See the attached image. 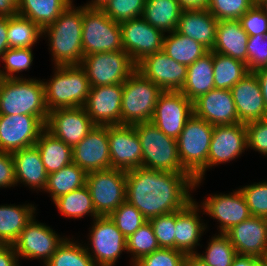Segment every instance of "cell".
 <instances>
[{"mask_svg": "<svg viewBox=\"0 0 267 266\" xmlns=\"http://www.w3.org/2000/svg\"><path fill=\"white\" fill-rule=\"evenodd\" d=\"M194 182L189 173L135 168L126 171V201L149 220L185 208L194 200Z\"/></svg>", "mask_w": 267, "mask_h": 266, "instance_id": "6da1fadb", "label": "cell"}, {"mask_svg": "<svg viewBox=\"0 0 267 266\" xmlns=\"http://www.w3.org/2000/svg\"><path fill=\"white\" fill-rule=\"evenodd\" d=\"M82 19L83 6L76 7L72 2L52 24L42 29V38H48L54 66L80 65L84 57Z\"/></svg>", "mask_w": 267, "mask_h": 266, "instance_id": "7a4b0ae2", "label": "cell"}, {"mask_svg": "<svg viewBox=\"0 0 267 266\" xmlns=\"http://www.w3.org/2000/svg\"><path fill=\"white\" fill-rule=\"evenodd\" d=\"M32 115L45 125L49 111L43 79L0 78V115Z\"/></svg>", "mask_w": 267, "mask_h": 266, "instance_id": "3957f363", "label": "cell"}, {"mask_svg": "<svg viewBox=\"0 0 267 266\" xmlns=\"http://www.w3.org/2000/svg\"><path fill=\"white\" fill-rule=\"evenodd\" d=\"M214 126L193 115L184 125L178 139V153L182 167L195 179L196 190L208 170V152ZM204 178V180H203Z\"/></svg>", "mask_w": 267, "mask_h": 266, "instance_id": "277c9868", "label": "cell"}, {"mask_svg": "<svg viewBox=\"0 0 267 266\" xmlns=\"http://www.w3.org/2000/svg\"><path fill=\"white\" fill-rule=\"evenodd\" d=\"M53 67L54 74L43 79L48 111L84 107L91 88L85 70L80 65Z\"/></svg>", "mask_w": 267, "mask_h": 266, "instance_id": "5b68a950", "label": "cell"}, {"mask_svg": "<svg viewBox=\"0 0 267 266\" xmlns=\"http://www.w3.org/2000/svg\"><path fill=\"white\" fill-rule=\"evenodd\" d=\"M142 148V167L156 171L188 173L180 162L177 140L165 135L152 122L134 125Z\"/></svg>", "mask_w": 267, "mask_h": 266, "instance_id": "8992f818", "label": "cell"}, {"mask_svg": "<svg viewBox=\"0 0 267 266\" xmlns=\"http://www.w3.org/2000/svg\"><path fill=\"white\" fill-rule=\"evenodd\" d=\"M122 86L121 125L151 122L158 97L163 91L137 70Z\"/></svg>", "mask_w": 267, "mask_h": 266, "instance_id": "52a82bcc", "label": "cell"}, {"mask_svg": "<svg viewBox=\"0 0 267 266\" xmlns=\"http://www.w3.org/2000/svg\"><path fill=\"white\" fill-rule=\"evenodd\" d=\"M83 55L123 50L121 26L101 9L83 6Z\"/></svg>", "mask_w": 267, "mask_h": 266, "instance_id": "ba28073f", "label": "cell"}, {"mask_svg": "<svg viewBox=\"0 0 267 266\" xmlns=\"http://www.w3.org/2000/svg\"><path fill=\"white\" fill-rule=\"evenodd\" d=\"M88 187L98 216H110L126 201V171L115 168L87 173Z\"/></svg>", "mask_w": 267, "mask_h": 266, "instance_id": "9c48e42d", "label": "cell"}, {"mask_svg": "<svg viewBox=\"0 0 267 266\" xmlns=\"http://www.w3.org/2000/svg\"><path fill=\"white\" fill-rule=\"evenodd\" d=\"M80 66L91 87L123 84L136 70V64L124 50L85 55Z\"/></svg>", "mask_w": 267, "mask_h": 266, "instance_id": "30bf717a", "label": "cell"}, {"mask_svg": "<svg viewBox=\"0 0 267 266\" xmlns=\"http://www.w3.org/2000/svg\"><path fill=\"white\" fill-rule=\"evenodd\" d=\"M92 223L88 244L84 243L86 251L96 266H115L121 254L127 252L126 237L109 216H99Z\"/></svg>", "mask_w": 267, "mask_h": 266, "instance_id": "8fae6325", "label": "cell"}, {"mask_svg": "<svg viewBox=\"0 0 267 266\" xmlns=\"http://www.w3.org/2000/svg\"><path fill=\"white\" fill-rule=\"evenodd\" d=\"M35 218L22 230L13 246L18 259H40L44 265L67 237H61L50 226Z\"/></svg>", "mask_w": 267, "mask_h": 266, "instance_id": "7c38bea8", "label": "cell"}, {"mask_svg": "<svg viewBox=\"0 0 267 266\" xmlns=\"http://www.w3.org/2000/svg\"><path fill=\"white\" fill-rule=\"evenodd\" d=\"M193 115V102L181 91H163L158 97L151 122L165 135L177 140Z\"/></svg>", "mask_w": 267, "mask_h": 266, "instance_id": "4fadbf2b", "label": "cell"}, {"mask_svg": "<svg viewBox=\"0 0 267 266\" xmlns=\"http://www.w3.org/2000/svg\"><path fill=\"white\" fill-rule=\"evenodd\" d=\"M123 50L137 65L146 56L163 49L165 33L142 17L120 23Z\"/></svg>", "mask_w": 267, "mask_h": 266, "instance_id": "5bb4252c", "label": "cell"}, {"mask_svg": "<svg viewBox=\"0 0 267 266\" xmlns=\"http://www.w3.org/2000/svg\"><path fill=\"white\" fill-rule=\"evenodd\" d=\"M46 125L32 115H0V151L13 153L35 145Z\"/></svg>", "mask_w": 267, "mask_h": 266, "instance_id": "9a60e30c", "label": "cell"}, {"mask_svg": "<svg viewBox=\"0 0 267 266\" xmlns=\"http://www.w3.org/2000/svg\"><path fill=\"white\" fill-rule=\"evenodd\" d=\"M198 205L202 208L203 215H209L219 222L217 230L219 229L218 232L222 234L251 216L245 197L239 188L229 194H211Z\"/></svg>", "mask_w": 267, "mask_h": 266, "instance_id": "2e32d148", "label": "cell"}, {"mask_svg": "<svg viewBox=\"0 0 267 266\" xmlns=\"http://www.w3.org/2000/svg\"><path fill=\"white\" fill-rule=\"evenodd\" d=\"M96 125L84 107L60 108L48 114L46 129L74 148Z\"/></svg>", "mask_w": 267, "mask_h": 266, "instance_id": "e0dca14e", "label": "cell"}, {"mask_svg": "<svg viewBox=\"0 0 267 266\" xmlns=\"http://www.w3.org/2000/svg\"><path fill=\"white\" fill-rule=\"evenodd\" d=\"M136 70L162 91H180L187 75V66L176 62L162 50L146 56L136 65Z\"/></svg>", "mask_w": 267, "mask_h": 266, "instance_id": "ac0fdd59", "label": "cell"}, {"mask_svg": "<svg viewBox=\"0 0 267 266\" xmlns=\"http://www.w3.org/2000/svg\"><path fill=\"white\" fill-rule=\"evenodd\" d=\"M111 168L130 171L142 167V148L134 125L108 126Z\"/></svg>", "mask_w": 267, "mask_h": 266, "instance_id": "d6986e66", "label": "cell"}, {"mask_svg": "<svg viewBox=\"0 0 267 266\" xmlns=\"http://www.w3.org/2000/svg\"><path fill=\"white\" fill-rule=\"evenodd\" d=\"M248 150L244 123L214 126L208 152V169L230 163Z\"/></svg>", "mask_w": 267, "mask_h": 266, "instance_id": "ffe728a7", "label": "cell"}, {"mask_svg": "<svg viewBox=\"0 0 267 266\" xmlns=\"http://www.w3.org/2000/svg\"><path fill=\"white\" fill-rule=\"evenodd\" d=\"M122 84L91 87L84 108L96 126L121 125Z\"/></svg>", "mask_w": 267, "mask_h": 266, "instance_id": "44dd1931", "label": "cell"}, {"mask_svg": "<svg viewBox=\"0 0 267 266\" xmlns=\"http://www.w3.org/2000/svg\"><path fill=\"white\" fill-rule=\"evenodd\" d=\"M73 151V163L86 173L111 168L108 126H95Z\"/></svg>", "mask_w": 267, "mask_h": 266, "instance_id": "7402d4cb", "label": "cell"}, {"mask_svg": "<svg viewBox=\"0 0 267 266\" xmlns=\"http://www.w3.org/2000/svg\"><path fill=\"white\" fill-rule=\"evenodd\" d=\"M225 235L237 255L267 258V219L250 216L229 229Z\"/></svg>", "mask_w": 267, "mask_h": 266, "instance_id": "603a6c76", "label": "cell"}, {"mask_svg": "<svg viewBox=\"0 0 267 266\" xmlns=\"http://www.w3.org/2000/svg\"><path fill=\"white\" fill-rule=\"evenodd\" d=\"M194 115L213 126L240 123L231 91L214 88L193 102Z\"/></svg>", "mask_w": 267, "mask_h": 266, "instance_id": "cb8c5ba5", "label": "cell"}, {"mask_svg": "<svg viewBox=\"0 0 267 266\" xmlns=\"http://www.w3.org/2000/svg\"><path fill=\"white\" fill-rule=\"evenodd\" d=\"M240 123L267 118L261 87L255 72H249L231 89Z\"/></svg>", "mask_w": 267, "mask_h": 266, "instance_id": "d4e9b609", "label": "cell"}, {"mask_svg": "<svg viewBox=\"0 0 267 266\" xmlns=\"http://www.w3.org/2000/svg\"><path fill=\"white\" fill-rule=\"evenodd\" d=\"M192 200L185 208L176 211L175 249L186 255H196L197 246L201 245L200 238L207 228V224L199 216L202 208L199 202ZM201 210V211H200Z\"/></svg>", "mask_w": 267, "mask_h": 266, "instance_id": "484cf974", "label": "cell"}, {"mask_svg": "<svg viewBox=\"0 0 267 266\" xmlns=\"http://www.w3.org/2000/svg\"><path fill=\"white\" fill-rule=\"evenodd\" d=\"M15 166L16 186L23 184L34 191H44L48 173L36 145L12 153Z\"/></svg>", "mask_w": 267, "mask_h": 266, "instance_id": "4316f807", "label": "cell"}, {"mask_svg": "<svg viewBox=\"0 0 267 266\" xmlns=\"http://www.w3.org/2000/svg\"><path fill=\"white\" fill-rule=\"evenodd\" d=\"M218 20L207 10H183L176 31L201 43L209 51L216 40Z\"/></svg>", "mask_w": 267, "mask_h": 266, "instance_id": "83f0119b", "label": "cell"}, {"mask_svg": "<svg viewBox=\"0 0 267 266\" xmlns=\"http://www.w3.org/2000/svg\"><path fill=\"white\" fill-rule=\"evenodd\" d=\"M249 36L239 20L218 21L216 40L211 51L243 61L247 65Z\"/></svg>", "mask_w": 267, "mask_h": 266, "instance_id": "f1b7e54d", "label": "cell"}, {"mask_svg": "<svg viewBox=\"0 0 267 266\" xmlns=\"http://www.w3.org/2000/svg\"><path fill=\"white\" fill-rule=\"evenodd\" d=\"M213 71V51H208L187 67L186 80L180 91L194 102L215 88Z\"/></svg>", "mask_w": 267, "mask_h": 266, "instance_id": "f546056e", "label": "cell"}, {"mask_svg": "<svg viewBox=\"0 0 267 266\" xmlns=\"http://www.w3.org/2000/svg\"><path fill=\"white\" fill-rule=\"evenodd\" d=\"M36 211V206L30 203L0 205V244H13Z\"/></svg>", "mask_w": 267, "mask_h": 266, "instance_id": "4dcf8cb0", "label": "cell"}, {"mask_svg": "<svg viewBox=\"0 0 267 266\" xmlns=\"http://www.w3.org/2000/svg\"><path fill=\"white\" fill-rule=\"evenodd\" d=\"M35 145L48 174L59 171L73 162L72 148L46 128L40 134Z\"/></svg>", "mask_w": 267, "mask_h": 266, "instance_id": "1f68e13d", "label": "cell"}, {"mask_svg": "<svg viewBox=\"0 0 267 266\" xmlns=\"http://www.w3.org/2000/svg\"><path fill=\"white\" fill-rule=\"evenodd\" d=\"M182 11L178 0H146L142 18L166 34L176 30Z\"/></svg>", "mask_w": 267, "mask_h": 266, "instance_id": "d6a6232c", "label": "cell"}, {"mask_svg": "<svg viewBox=\"0 0 267 266\" xmlns=\"http://www.w3.org/2000/svg\"><path fill=\"white\" fill-rule=\"evenodd\" d=\"M72 2L73 0H19L18 14L44 29Z\"/></svg>", "mask_w": 267, "mask_h": 266, "instance_id": "836d02e7", "label": "cell"}, {"mask_svg": "<svg viewBox=\"0 0 267 266\" xmlns=\"http://www.w3.org/2000/svg\"><path fill=\"white\" fill-rule=\"evenodd\" d=\"M162 51L176 62L188 67L209 50L201 43L175 30L165 34Z\"/></svg>", "mask_w": 267, "mask_h": 266, "instance_id": "e575fe53", "label": "cell"}, {"mask_svg": "<svg viewBox=\"0 0 267 266\" xmlns=\"http://www.w3.org/2000/svg\"><path fill=\"white\" fill-rule=\"evenodd\" d=\"M86 177L87 173L72 162L59 171L48 174L44 191L49 193L53 202L60 196L85 186Z\"/></svg>", "mask_w": 267, "mask_h": 266, "instance_id": "d590c367", "label": "cell"}, {"mask_svg": "<svg viewBox=\"0 0 267 266\" xmlns=\"http://www.w3.org/2000/svg\"><path fill=\"white\" fill-rule=\"evenodd\" d=\"M53 203L59 213L68 219H81L86 215L93 217L92 220L99 217L94 209L91 194L86 185L60 196Z\"/></svg>", "mask_w": 267, "mask_h": 266, "instance_id": "8d00e7d4", "label": "cell"}, {"mask_svg": "<svg viewBox=\"0 0 267 266\" xmlns=\"http://www.w3.org/2000/svg\"><path fill=\"white\" fill-rule=\"evenodd\" d=\"M213 70L215 88L228 90L249 73L243 61L216 52H213Z\"/></svg>", "mask_w": 267, "mask_h": 266, "instance_id": "74e56055", "label": "cell"}, {"mask_svg": "<svg viewBox=\"0 0 267 266\" xmlns=\"http://www.w3.org/2000/svg\"><path fill=\"white\" fill-rule=\"evenodd\" d=\"M7 39L9 48H33L42 38V29L19 14L8 17Z\"/></svg>", "mask_w": 267, "mask_h": 266, "instance_id": "f35d334b", "label": "cell"}, {"mask_svg": "<svg viewBox=\"0 0 267 266\" xmlns=\"http://www.w3.org/2000/svg\"><path fill=\"white\" fill-rule=\"evenodd\" d=\"M74 241L67 237L43 266H96L84 244Z\"/></svg>", "mask_w": 267, "mask_h": 266, "instance_id": "ab89813d", "label": "cell"}, {"mask_svg": "<svg viewBox=\"0 0 267 266\" xmlns=\"http://www.w3.org/2000/svg\"><path fill=\"white\" fill-rule=\"evenodd\" d=\"M217 234L209 239L205 252L197 253L196 256L208 266H231L237 256L235 247L225 234Z\"/></svg>", "mask_w": 267, "mask_h": 266, "instance_id": "60d3db41", "label": "cell"}, {"mask_svg": "<svg viewBox=\"0 0 267 266\" xmlns=\"http://www.w3.org/2000/svg\"><path fill=\"white\" fill-rule=\"evenodd\" d=\"M127 253L132 256L130 265L138 261L141 257L151 254L160 249L157 238L149 221L140 226L132 235L126 238Z\"/></svg>", "mask_w": 267, "mask_h": 266, "instance_id": "b9f144b4", "label": "cell"}, {"mask_svg": "<svg viewBox=\"0 0 267 266\" xmlns=\"http://www.w3.org/2000/svg\"><path fill=\"white\" fill-rule=\"evenodd\" d=\"M33 48H9L1 57L4 63L3 69L0 68V78L17 79L27 78L17 75L27 71L33 64Z\"/></svg>", "mask_w": 267, "mask_h": 266, "instance_id": "7bdbcfd3", "label": "cell"}, {"mask_svg": "<svg viewBox=\"0 0 267 266\" xmlns=\"http://www.w3.org/2000/svg\"><path fill=\"white\" fill-rule=\"evenodd\" d=\"M109 218L126 238L148 221L143 214L128 201H124Z\"/></svg>", "mask_w": 267, "mask_h": 266, "instance_id": "ee69618b", "label": "cell"}, {"mask_svg": "<svg viewBox=\"0 0 267 266\" xmlns=\"http://www.w3.org/2000/svg\"><path fill=\"white\" fill-rule=\"evenodd\" d=\"M256 0H210L208 11L218 20H239Z\"/></svg>", "mask_w": 267, "mask_h": 266, "instance_id": "f6af8a7d", "label": "cell"}, {"mask_svg": "<svg viewBox=\"0 0 267 266\" xmlns=\"http://www.w3.org/2000/svg\"><path fill=\"white\" fill-rule=\"evenodd\" d=\"M146 0H109L101 9L117 23L142 17Z\"/></svg>", "mask_w": 267, "mask_h": 266, "instance_id": "bcb514c9", "label": "cell"}, {"mask_svg": "<svg viewBox=\"0 0 267 266\" xmlns=\"http://www.w3.org/2000/svg\"><path fill=\"white\" fill-rule=\"evenodd\" d=\"M239 190L245 197L251 216L267 218V181L254 182Z\"/></svg>", "mask_w": 267, "mask_h": 266, "instance_id": "7dc6e473", "label": "cell"}, {"mask_svg": "<svg viewBox=\"0 0 267 266\" xmlns=\"http://www.w3.org/2000/svg\"><path fill=\"white\" fill-rule=\"evenodd\" d=\"M153 228L160 248L175 249L176 211L148 220Z\"/></svg>", "mask_w": 267, "mask_h": 266, "instance_id": "c3c4849f", "label": "cell"}, {"mask_svg": "<svg viewBox=\"0 0 267 266\" xmlns=\"http://www.w3.org/2000/svg\"><path fill=\"white\" fill-rule=\"evenodd\" d=\"M186 256L177 249L160 248L141 257L133 266H182Z\"/></svg>", "mask_w": 267, "mask_h": 266, "instance_id": "681fc988", "label": "cell"}, {"mask_svg": "<svg viewBox=\"0 0 267 266\" xmlns=\"http://www.w3.org/2000/svg\"><path fill=\"white\" fill-rule=\"evenodd\" d=\"M267 67V34L249 36L247 43V68L255 72Z\"/></svg>", "mask_w": 267, "mask_h": 266, "instance_id": "f907efd6", "label": "cell"}, {"mask_svg": "<svg viewBox=\"0 0 267 266\" xmlns=\"http://www.w3.org/2000/svg\"><path fill=\"white\" fill-rule=\"evenodd\" d=\"M242 28L248 36L267 34V15L264 10L255 3L240 19Z\"/></svg>", "mask_w": 267, "mask_h": 266, "instance_id": "816d5d0a", "label": "cell"}, {"mask_svg": "<svg viewBox=\"0 0 267 266\" xmlns=\"http://www.w3.org/2000/svg\"><path fill=\"white\" fill-rule=\"evenodd\" d=\"M248 149L267 157V118L245 124Z\"/></svg>", "mask_w": 267, "mask_h": 266, "instance_id": "f5cc1de1", "label": "cell"}, {"mask_svg": "<svg viewBox=\"0 0 267 266\" xmlns=\"http://www.w3.org/2000/svg\"><path fill=\"white\" fill-rule=\"evenodd\" d=\"M15 166L11 153L0 151V188L15 187Z\"/></svg>", "mask_w": 267, "mask_h": 266, "instance_id": "db71d44e", "label": "cell"}, {"mask_svg": "<svg viewBox=\"0 0 267 266\" xmlns=\"http://www.w3.org/2000/svg\"><path fill=\"white\" fill-rule=\"evenodd\" d=\"M13 244H0V266H20Z\"/></svg>", "mask_w": 267, "mask_h": 266, "instance_id": "11a10c76", "label": "cell"}, {"mask_svg": "<svg viewBox=\"0 0 267 266\" xmlns=\"http://www.w3.org/2000/svg\"><path fill=\"white\" fill-rule=\"evenodd\" d=\"M19 0H0V17H11L18 14Z\"/></svg>", "mask_w": 267, "mask_h": 266, "instance_id": "9f6ffc18", "label": "cell"}, {"mask_svg": "<svg viewBox=\"0 0 267 266\" xmlns=\"http://www.w3.org/2000/svg\"><path fill=\"white\" fill-rule=\"evenodd\" d=\"M7 31H8V17H0V59L2 55L9 49Z\"/></svg>", "mask_w": 267, "mask_h": 266, "instance_id": "6f0895ef", "label": "cell"}, {"mask_svg": "<svg viewBox=\"0 0 267 266\" xmlns=\"http://www.w3.org/2000/svg\"><path fill=\"white\" fill-rule=\"evenodd\" d=\"M231 266H263V258L237 255Z\"/></svg>", "mask_w": 267, "mask_h": 266, "instance_id": "680465c9", "label": "cell"}, {"mask_svg": "<svg viewBox=\"0 0 267 266\" xmlns=\"http://www.w3.org/2000/svg\"><path fill=\"white\" fill-rule=\"evenodd\" d=\"M210 0H178L183 10L208 9Z\"/></svg>", "mask_w": 267, "mask_h": 266, "instance_id": "91938a15", "label": "cell"}, {"mask_svg": "<svg viewBox=\"0 0 267 266\" xmlns=\"http://www.w3.org/2000/svg\"><path fill=\"white\" fill-rule=\"evenodd\" d=\"M255 74L257 75L267 110V67L255 71Z\"/></svg>", "mask_w": 267, "mask_h": 266, "instance_id": "94428289", "label": "cell"}, {"mask_svg": "<svg viewBox=\"0 0 267 266\" xmlns=\"http://www.w3.org/2000/svg\"><path fill=\"white\" fill-rule=\"evenodd\" d=\"M182 266H208L196 255H187Z\"/></svg>", "mask_w": 267, "mask_h": 266, "instance_id": "6125c7cd", "label": "cell"}, {"mask_svg": "<svg viewBox=\"0 0 267 266\" xmlns=\"http://www.w3.org/2000/svg\"><path fill=\"white\" fill-rule=\"evenodd\" d=\"M108 1L109 0H91L82 6L90 9H102Z\"/></svg>", "mask_w": 267, "mask_h": 266, "instance_id": "be15d7a7", "label": "cell"}, {"mask_svg": "<svg viewBox=\"0 0 267 266\" xmlns=\"http://www.w3.org/2000/svg\"><path fill=\"white\" fill-rule=\"evenodd\" d=\"M256 3L264 10V13L267 15V0H257Z\"/></svg>", "mask_w": 267, "mask_h": 266, "instance_id": "e7e4bbea", "label": "cell"}, {"mask_svg": "<svg viewBox=\"0 0 267 266\" xmlns=\"http://www.w3.org/2000/svg\"><path fill=\"white\" fill-rule=\"evenodd\" d=\"M263 266H267V258H263Z\"/></svg>", "mask_w": 267, "mask_h": 266, "instance_id": "03108f58", "label": "cell"}]
</instances>
